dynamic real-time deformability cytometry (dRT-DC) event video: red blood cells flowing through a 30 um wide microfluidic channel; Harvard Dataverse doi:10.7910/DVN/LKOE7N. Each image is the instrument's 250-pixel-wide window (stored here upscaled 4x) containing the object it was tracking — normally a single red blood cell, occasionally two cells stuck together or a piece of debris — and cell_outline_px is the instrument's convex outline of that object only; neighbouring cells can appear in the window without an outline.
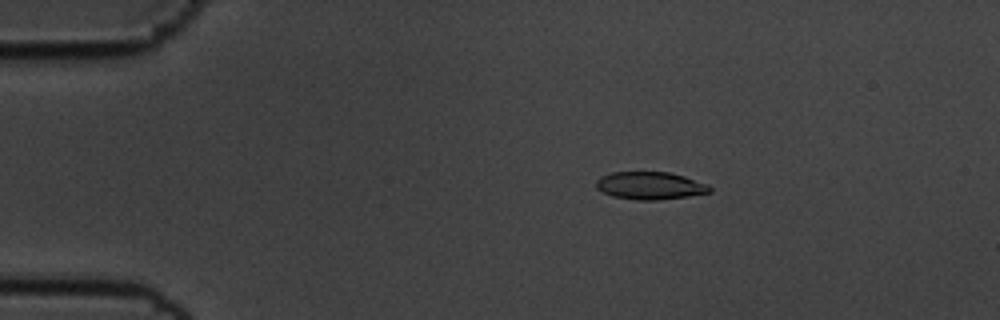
{"species": "common noctule bat (a hibernating species)", "species_latin": "Nyctalus noctula", "temperature_condition": "cold", "stored_images_in_passage": 57, "camera_frame_rate_fps": 3000, "um_per_image_px": 0.085, "animal": {"sex": "male", "body_mass_g": 19.5, "forearm_length_mm": 54.6}, "frame": {"image": 1, "passage_image": 11, "time_ms": 3.333, "image_size_px": [1000, 320], "cell_outline_px": [[712, 192], [688, 196], [656, 200], [636, 200], [612, 196], [596, 188], [596, 180], [600, 176], [612, 172], [668, 172], [684, 176], [708, 184], [712, 188]], "centroid_in_image_um": [55.26, 15.78], "position_along_channel_um": 29.7, "area_um2": 18.32}}
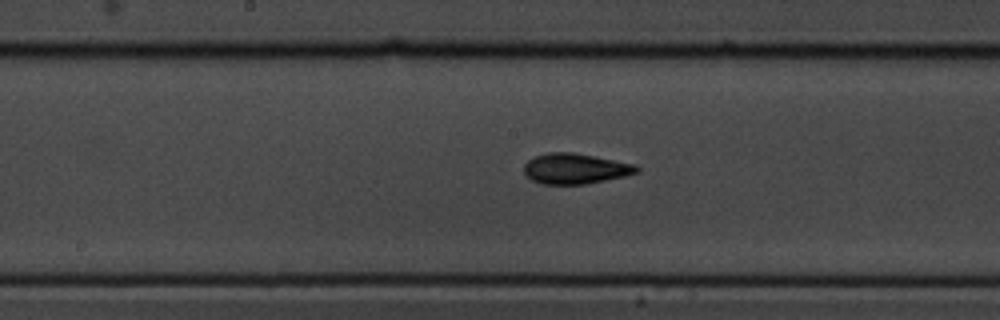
{"frame": {"image": 2, "passage_image": 30, "time_ms": 9.667, "image_size_px": [1000, 320], "cell_outline_px": [[640, 172], [624, 176], [584, 184], [540, 184], [532, 180], [524, 172], [524, 164], [528, 160], [536, 156], [548, 152], [572, 152], [636, 164], [640, 168]], "centroid_in_image_um": [48.9, 14.33], "position_along_channel_um": 199.3, "area_um2": 19.94}}
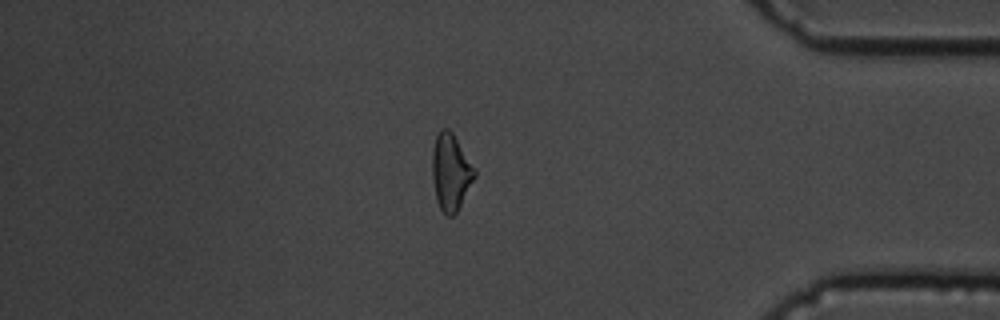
{"frame": {"image": 3, "passage_image": 49, "time_ms": 16.0, "image_size_px": [1000, 320], "cell_outline_px": [[476, 176], [456, 212], [452, 216], [448, 216], [440, 208], [436, 200], [432, 180], [432, 152], [436, 136], [440, 128], [448, 128], [452, 132], [476, 168]], "centroid_in_image_um": [38.31, 14.6], "position_along_channel_um": 396.9, "area_um2": 18.96}, "authors_computed_cell_mechanics": {"area_um2": 19.0162, "velocity_mm_per_s": 3.5751, "shape_relaxation_time_tau1_ms": 3.3151, "shape_relaxation_time_tau2_ms": 2.1942, "deformation_change_tau1": 0.1413, "deformation_change_tau2": 0.0915}}